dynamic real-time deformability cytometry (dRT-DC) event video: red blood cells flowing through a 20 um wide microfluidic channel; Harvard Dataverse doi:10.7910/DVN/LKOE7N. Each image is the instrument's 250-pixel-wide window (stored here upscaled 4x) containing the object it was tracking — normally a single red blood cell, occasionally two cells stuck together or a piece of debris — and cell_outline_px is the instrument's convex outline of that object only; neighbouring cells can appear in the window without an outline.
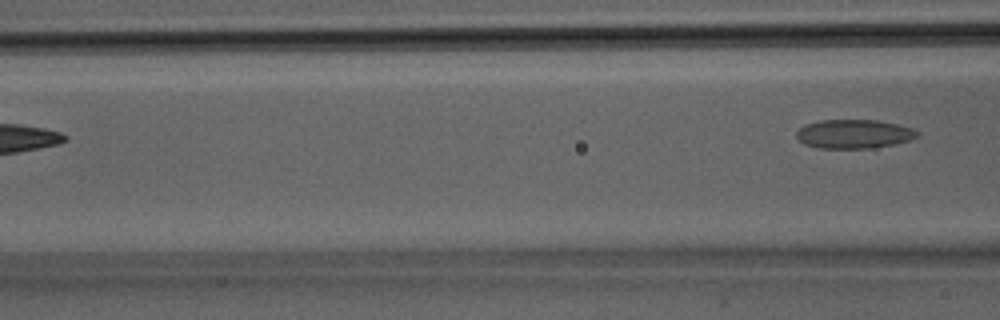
{"species": "Egyptian fruit bat (a non-hibernating species)", "species_latin": "Rousettus aegyptiacus", "temperature_condition": "room temperature", "stored_images_in_passage": 6, "camera_frame_rate_fps": 3000, "um_per_image_px": 0.085, "animal": {"sex": "male"}, "frame": {"image": 1, "passage_image": 6, "time_ms": 1.667, "image_size_px": [1000, 320], "cell_outline_px": [[920, 132], [916, 136], [908, 140], [892, 144], [868, 148], [820, 148], [804, 144], [796, 136], [796, 132], [804, 124], [820, 120], [876, 120], [896, 124], [912, 128]], "centroid_in_image_um": [72.54, 11.38], "position_along_channel_um": 94.1, "area_um2": 20.11}}